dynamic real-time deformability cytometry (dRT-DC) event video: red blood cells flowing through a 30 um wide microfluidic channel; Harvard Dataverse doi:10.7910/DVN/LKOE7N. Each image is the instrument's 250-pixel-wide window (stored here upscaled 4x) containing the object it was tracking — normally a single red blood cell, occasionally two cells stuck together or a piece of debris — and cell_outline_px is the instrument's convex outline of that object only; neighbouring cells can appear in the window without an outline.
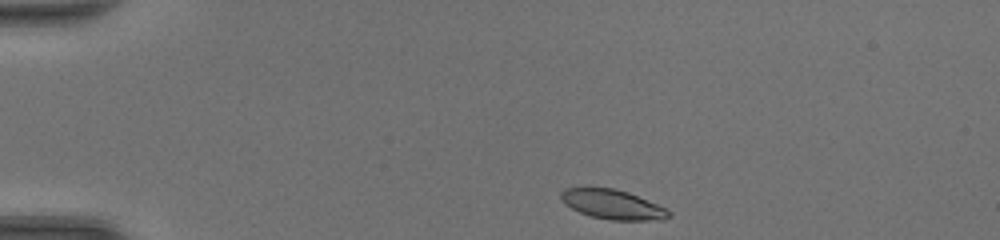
{"species": "common noctule bat (a hibernating species)", "species_latin": "Nyctalus noctula", "temperature_condition": "room temperature", "stored_images_in_passage": 39, "camera_frame_rate_fps": 3000, "um_per_image_px": 0.085, "animal": {"sex": "female", "body_mass_g": 20.0, "forearm_length_mm": 54.0}, "frame": {"image": 1, "passage_image": 1, "time_ms": 0.0, "image_size_px": [1000, 240], "cell_outline_px": [[672, 216], [664, 220], [612, 220], [592, 216], [580, 212], [564, 204], [560, 196], [560, 192], [564, 188], [612, 188], [628, 192], [656, 204], [672, 212]], "centroid_in_image_um": [52.08, 17.38], "position_along_channel_um": 32.9, "area_um2": 18.38}}
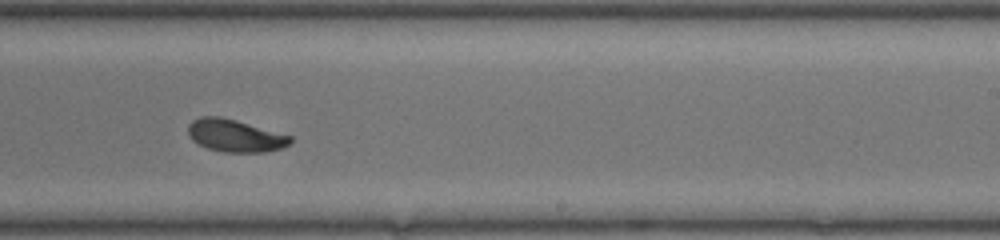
{"frame": {"image": 2, "passage_image": 22, "time_ms": 7.0, "image_size_px": [1000, 240], "cell_outline_px": [[292, 140], [284, 148], [264, 152], [224, 152], [208, 148], [192, 140], [188, 132], [188, 124], [192, 120], [200, 116], [220, 116], [236, 120], [292, 136]], "centroid_in_image_um": [19.98, 11.52], "position_along_channel_um": 269.0, "area_um2": 19.31}}
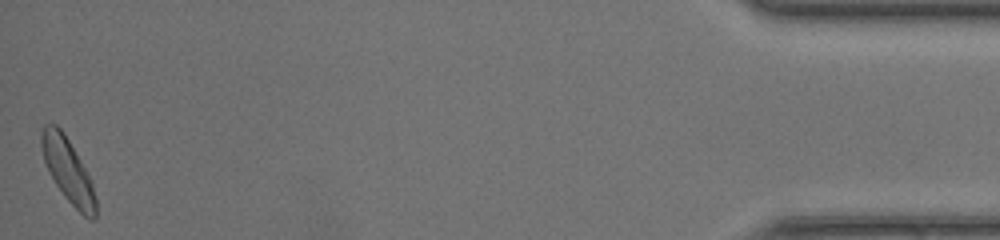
{"frame": {"image": 3, "passage_image": 39, "time_ms": 12.667, "image_size_px": [1000, 240], "cell_outline_px": [[96, 220], [88, 220], [64, 196], [48, 172], [44, 160], [40, 144], [40, 132], [44, 124], [56, 124], [64, 132], [80, 160], [92, 184], [96, 200]], "centroid_in_image_um": [5.75, 14.48], "position_along_channel_um": 429.5, "area_um2": 20.06}, "authors_computed_cell_mechanics": {"area_um2": 19.363, "velocity_mm_per_s": 4.3613, "shape_relaxation_time_tau1_ms": 2.715, "shape_relaxation_time_tau2_ms": 2.3706, "deformation_change_tau1": 0.1103, "deformation_change_tau2": 0.0698}}